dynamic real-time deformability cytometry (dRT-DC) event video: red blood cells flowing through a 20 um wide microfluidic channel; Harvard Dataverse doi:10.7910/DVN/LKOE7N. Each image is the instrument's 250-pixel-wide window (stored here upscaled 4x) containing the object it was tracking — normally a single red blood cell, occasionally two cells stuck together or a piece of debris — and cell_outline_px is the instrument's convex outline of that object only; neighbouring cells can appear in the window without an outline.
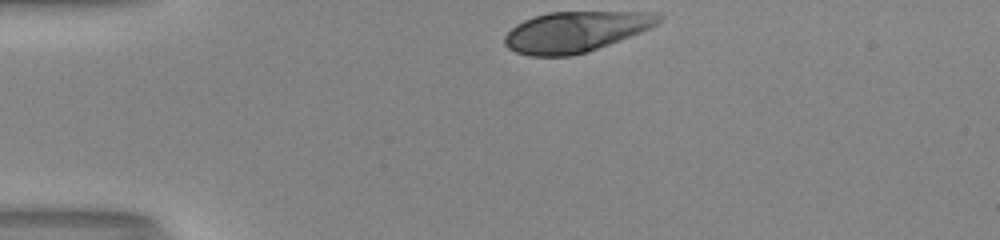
{"species": "human", "species_latin": "Homo sapiens", "temperature_condition": "room temperature", "stored_images_in_passage": 31, "camera_frame_rate_fps": 3000, "um_per_image_px": 0.085, "donor": {"sex": "male"}, "frame": {"image": 1, "passage_image": 1, "time_ms": 0.0, "image_size_px": [1000, 240], "cell_outline_px": [[664, 16], [652, 28], [608, 44], [572, 56], [528, 56], [516, 52], [508, 48], [504, 44], [504, 36], [516, 24], [524, 20], [548, 12], [656, 12]], "centroid_in_image_um": [48.91, 2.69], "position_along_channel_um": 36.1, "area_um2": 36.24}}
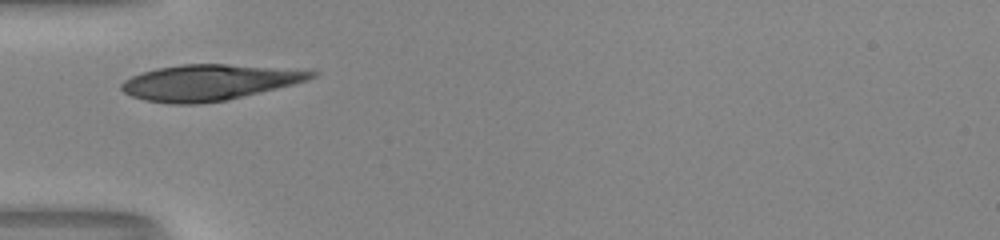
{"frame": {"image": 2, "passage_image": 7, "time_ms": 2.0, "image_size_px": [1000, 240], "cell_outline_px": [[320, 72], [316, 76], [308, 80], [276, 88], [224, 100], [196, 104], [172, 104], [144, 100], [132, 96], [124, 92], [120, 88], [120, 84], [124, 80], [140, 72], [156, 68], [184, 64], [224, 64]], "centroid_in_image_um": [17.67, 7.01], "position_along_channel_um": 67.3, "area_um2": 38.96}}
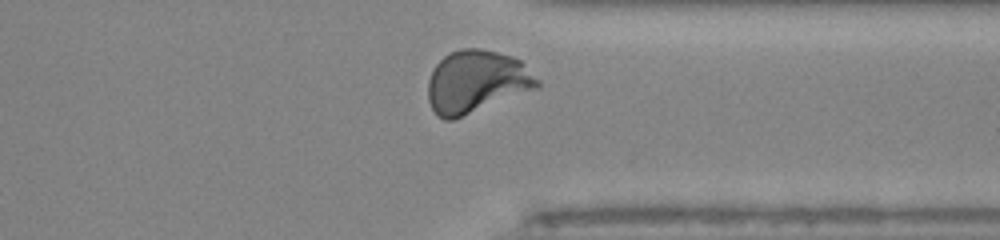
{"frame": {"image": 3, "passage_image": 30, "time_ms": 9.667, "image_size_px": [1000, 240], "cell_outline_px": [[540, 84], [536, 88], [452, 120], [444, 120], [436, 116], [428, 100], [428, 80], [432, 68], [448, 52], [460, 48], [480, 48], [512, 56], [520, 60], [540, 80]], "centroid_in_image_um": [40.46, 6.93], "position_along_channel_um": 370.9, "area_um2": 39.77}, "authors_computed_cell_mechanics": {"area_um2": 38.726, "velocity_mm_per_s": 3.9927, "shape_relaxation_time_tau1_ms": 3.5997, "shape_relaxation_time_tau2_ms": null, "deformation_change_tau1": 0.2204, "deformation_change_tau2": null}}